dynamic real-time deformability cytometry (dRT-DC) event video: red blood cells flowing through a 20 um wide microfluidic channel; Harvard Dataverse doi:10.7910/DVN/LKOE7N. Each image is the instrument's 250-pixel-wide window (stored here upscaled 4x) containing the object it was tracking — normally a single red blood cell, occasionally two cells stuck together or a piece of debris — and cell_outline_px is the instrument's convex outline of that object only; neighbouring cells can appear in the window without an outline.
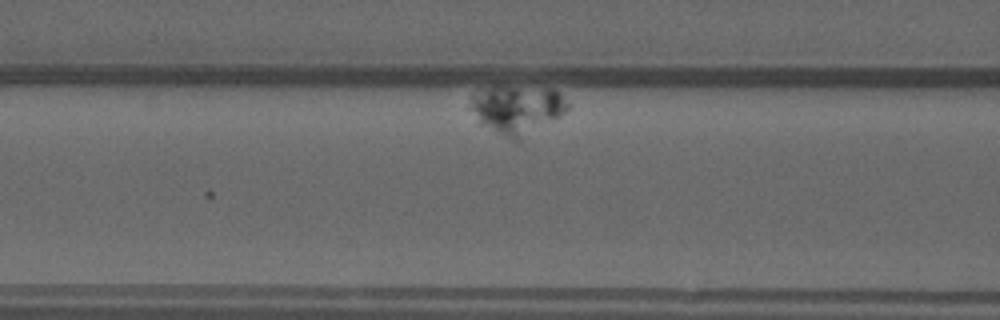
{"species": "common noctule bat (a hibernating species)", "species_latin": "Nyctalus noctula", "temperature_condition": "warm", "stored_images_in_passage": 7, "camera_frame_rate_fps": 3000, "um_per_image_px": 0.085, "animal": {"sex": "male", "forearm_length_mm": 52.5}, "frame": {"image": 1, "passage_image": 7, "time_ms": 2.0, "image_size_px": [1000, 320], "cell_outline_px": [[568, 108], [560, 116], [516, 144], [480, 124], [468, 108], [472, 96], [496, 84], [504, 84], [552, 88], [568, 104]], "centroid_in_image_um": [43.91, 9.31], "position_along_channel_um": 122.7, "area_um2": 28.38}}